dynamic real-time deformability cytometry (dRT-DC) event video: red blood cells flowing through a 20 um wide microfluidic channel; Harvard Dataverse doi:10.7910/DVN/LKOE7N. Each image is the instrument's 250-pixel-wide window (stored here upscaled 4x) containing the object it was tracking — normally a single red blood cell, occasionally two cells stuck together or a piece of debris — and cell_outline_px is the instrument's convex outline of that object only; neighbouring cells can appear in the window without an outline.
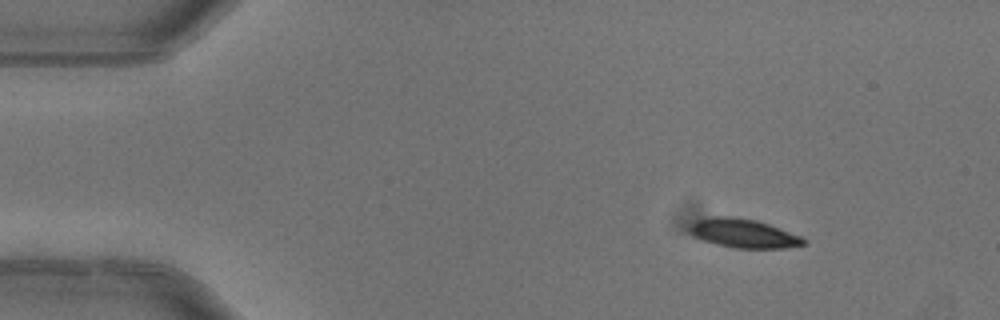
{"species": "common noctule bat (a hibernating species)", "species_latin": "Nyctalus noctula", "temperature_condition": "warm", "stored_images_in_passage": 3, "camera_frame_rate_fps": 3000, "um_per_image_px": 0.085, "animal": {"sex": "female"}, "frame": {"image": 1, "passage_image": 1, "time_ms": 0.0, "image_size_px": [1000, 320], "cell_outline_px": [[808, 240], [804, 244], [784, 248], [732, 248], [716, 244], [692, 236], [688, 232], [688, 224], [696, 220], [708, 216], [732, 216], [756, 220], [780, 228], [800, 236]], "centroid_in_image_um": [63.13, 19.82], "position_along_channel_um": 21.9, "area_um2": 19.42}}
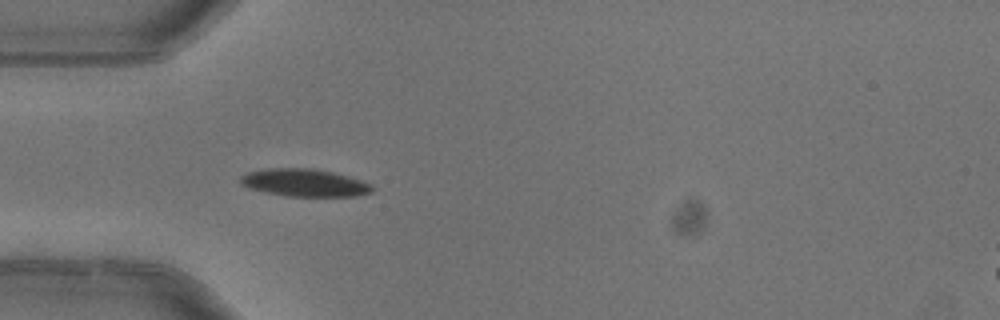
{"frame": {"image": 2, "passage_image": 3, "time_ms": 0.667, "image_size_px": [1000, 320], "cell_outline_px": [[372, 192], [356, 196], [284, 196], [264, 192], [248, 188], [240, 184], [240, 176], [248, 172], [268, 168], [312, 168], [332, 172], [360, 180], [372, 184]], "centroid_in_image_um": [25.84, 15.53], "position_along_channel_um": 59.2, "area_um2": 21.15}}